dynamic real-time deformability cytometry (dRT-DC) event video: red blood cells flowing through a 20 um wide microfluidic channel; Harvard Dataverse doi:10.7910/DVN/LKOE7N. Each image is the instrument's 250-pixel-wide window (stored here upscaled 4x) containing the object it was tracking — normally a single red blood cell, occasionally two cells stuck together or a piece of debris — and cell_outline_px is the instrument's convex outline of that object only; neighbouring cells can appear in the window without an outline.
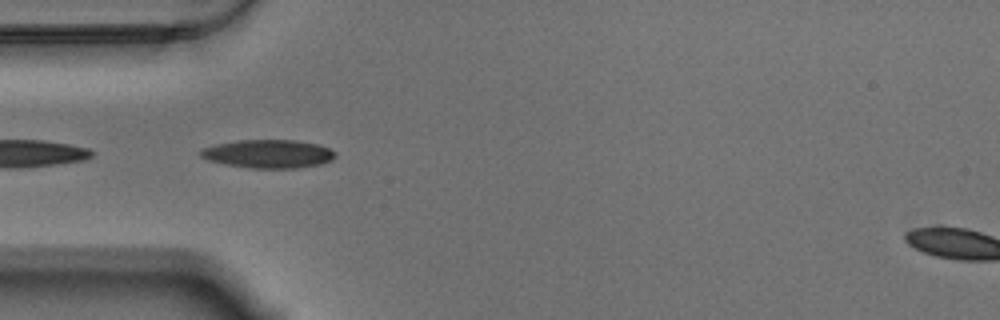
{"species": "Egyptian fruit bat (a non-hibernating species)", "species_latin": "Rousettus aegyptiacus", "temperature_condition": "warm", "stored_images_in_passage": 7, "camera_frame_rate_fps": 3000, "um_per_image_px": 0.085, "animal": {"sex": "male"}, "frame": {"image": 1, "passage_image": 1, "time_ms": 0.0, "image_size_px": [1000, 320], "cell_outline_px": [[336, 156], [332, 160], [320, 164], [296, 168], [248, 168], [224, 164], [208, 160], [200, 156], [200, 148], [216, 144], [236, 140], [296, 140], [316, 144], [328, 148], [336, 152]], "centroid_in_image_um": [22.78, 13.07], "position_along_channel_um": 62.2, "area_um2": 22.37}}
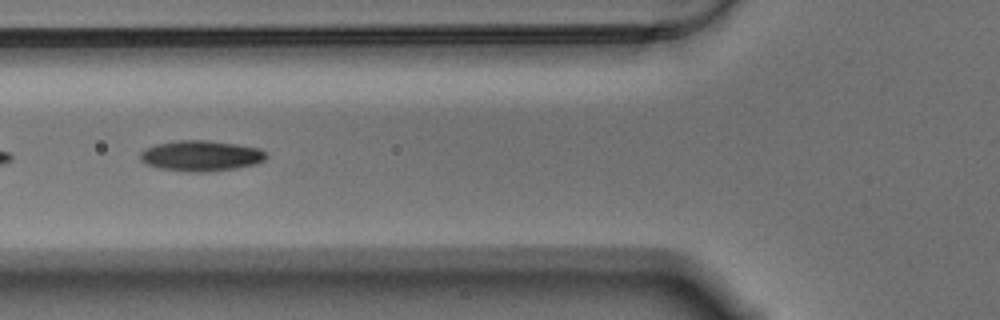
{"frame": {"image": 2, "passage_image": 5, "time_ms": 1.333, "image_size_px": [1000, 320], "cell_outline_px": [[268, 156], [264, 160], [256, 164], [236, 168], [208, 172], [192, 172], [160, 168], [148, 164], [140, 160], [140, 152], [144, 148], [156, 144], [176, 140], [208, 140], [236, 144], [260, 148], [268, 152]], "centroid_in_image_um": [17.11, 13.23], "position_along_channel_um": 108.7, "area_um2": 22.66}}